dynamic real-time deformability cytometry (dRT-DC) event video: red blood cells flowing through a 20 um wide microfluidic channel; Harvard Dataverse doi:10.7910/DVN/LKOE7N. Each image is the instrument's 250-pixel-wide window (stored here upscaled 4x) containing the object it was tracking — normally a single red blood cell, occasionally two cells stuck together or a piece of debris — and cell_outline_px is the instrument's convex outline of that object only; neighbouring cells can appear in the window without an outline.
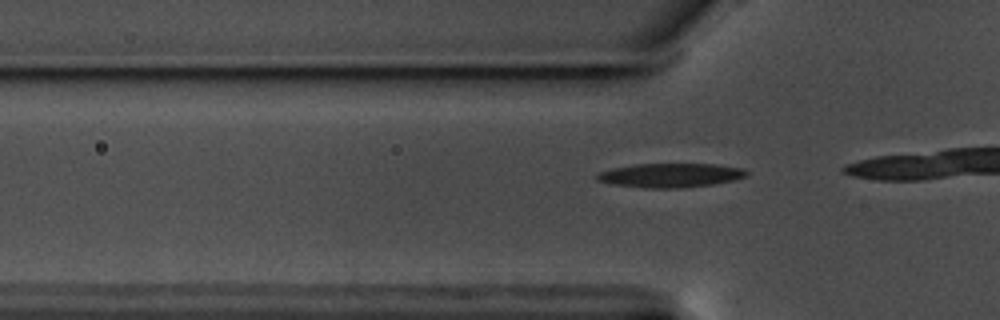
{"species": "common noctule bat (a hibernating species)", "species_latin": "Nyctalus noctula", "temperature_condition": "warm", "stored_images_in_passage": 15, "camera_frame_rate_fps": 3000, "um_per_image_px": 0.085, "animal": {"sex": "male", "body_mass_g": 17.5, "forearm_length_mm": 52.3}, "frame": {"image": 1, "passage_image": 12, "time_ms": 3.667, "image_size_px": [1000, 320], "cell_outline_px": [[748, 172], [744, 176], [732, 180], [712, 184], [680, 188], [648, 188], [612, 184], [596, 180], [596, 172], [612, 168], [636, 164], [716, 164], [744, 168]], "centroid_in_image_um": [56.94, 14.89], "position_along_channel_um": 68.9, "area_um2": 20.92}}